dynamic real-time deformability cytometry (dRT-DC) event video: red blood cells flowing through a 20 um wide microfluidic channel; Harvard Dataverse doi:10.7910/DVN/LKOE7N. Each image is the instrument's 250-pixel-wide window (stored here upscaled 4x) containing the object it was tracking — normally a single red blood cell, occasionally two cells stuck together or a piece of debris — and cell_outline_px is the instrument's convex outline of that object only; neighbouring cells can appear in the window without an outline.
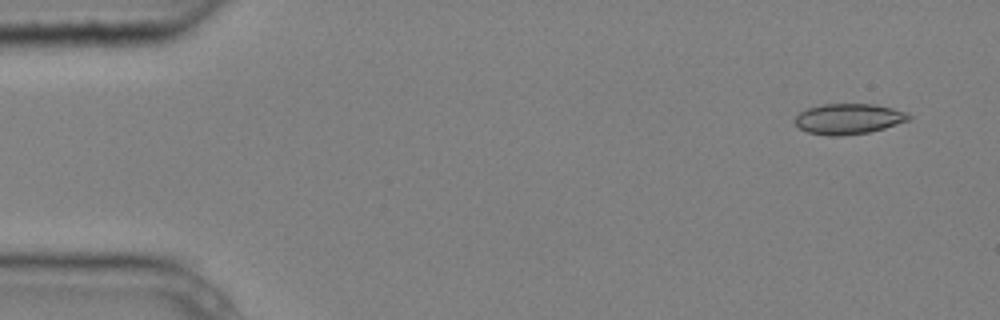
{"species": "common noctule bat (a hibernating species)", "species_latin": "Nyctalus noctula", "temperature_condition": "cold", "stored_images_in_passage": 5, "camera_frame_rate_fps": 3000, "um_per_image_px": 0.085, "animal": {"sex": "male", "body_mass_g": 20.4}, "frame": {"image": 1, "passage_image": 1, "time_ms": 0.0, "image_size_px": [1000, 320], "cell_outline_px": [[912, 116], [908, 120], [884, 128], [868, 132], [840, 136], [828, 136], [808, 132], [800, 128], [792, 120], [800, 112], [808, 108], [824, 104], [876, 104], [908, 112]], "centroid_in_image_um": [72.12, 10.1], "position_along_channel_um": 12.9, "area_um2": 20.23}}
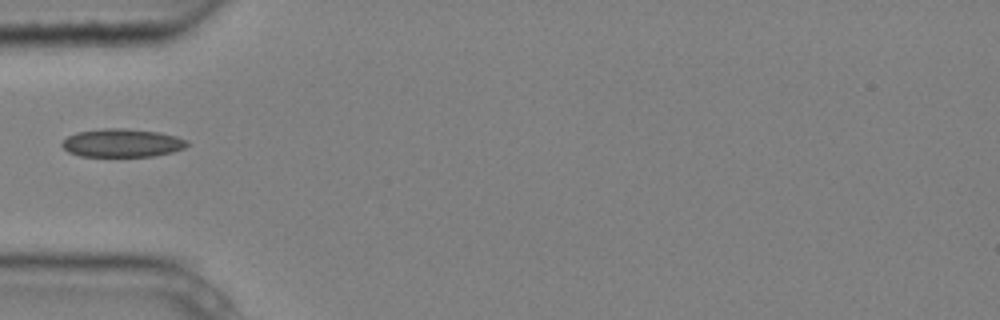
{"frame": {"image": 2, "passage_image": 4, "time_ms": 1.0, "image_size_px": [1000, 320], "cell_outline_px": [[188, 144], [184, 148], [172, 152], [152, 156], [80, 156], [68, 152], [60, 144], [68, 136], [76, 132], [104, 128], [128, 128], [160, 132], [176, 136], [188, 140]], "centroid_in_image_um": [10.38, 12.14], "position_along_channel_um": 74.6, "area_um2": 20.69}}
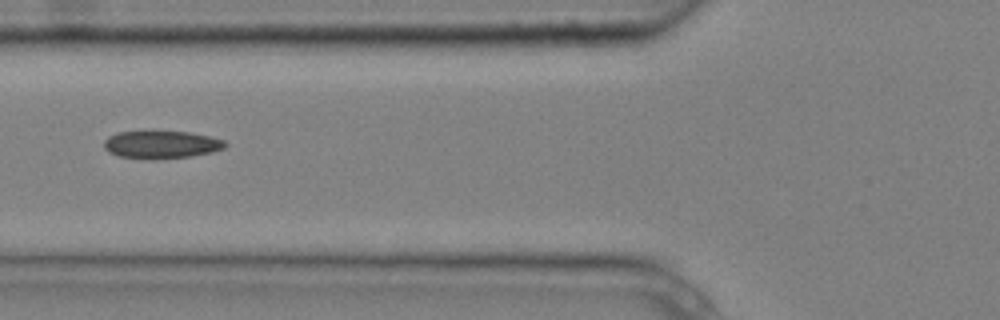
{"frame": {"image": 3, "passage_image": 5, "time_ms": 1.333, "image_size_px": [1000, 320], "cell_outline_px": [[228, 144], [224, 148], [212, 152], [192, 156], [116, 156], [108, 152], [104, 148], [104, 140], [108, 136], [116, 132], [152, 128], [188, 132], [208, 136], [224, 140]], "centroid_in_image_um": [13.68, 12.19], "position_along_channel_um": 112.1, "area_um2": 19.59}}